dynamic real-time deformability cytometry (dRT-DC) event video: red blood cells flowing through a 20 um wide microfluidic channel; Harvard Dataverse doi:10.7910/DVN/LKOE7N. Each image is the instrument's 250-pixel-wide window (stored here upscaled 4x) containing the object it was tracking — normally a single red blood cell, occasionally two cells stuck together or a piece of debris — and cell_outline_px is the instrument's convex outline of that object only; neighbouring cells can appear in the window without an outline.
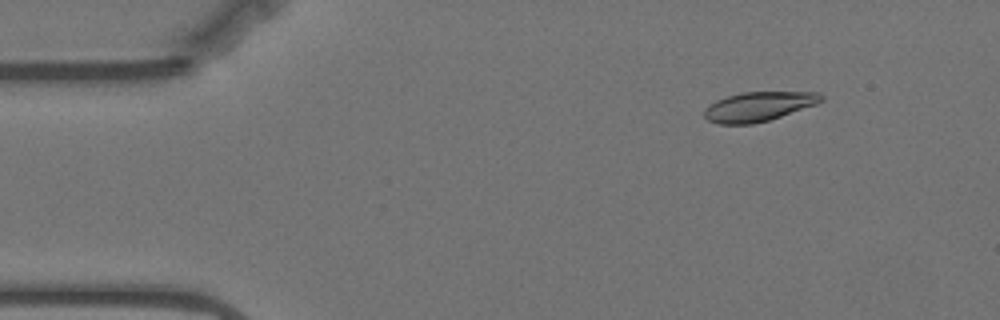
{"species": "Egyptian fruit bat (a non-hibernating species)", "species_latin": "Rousettus aegyptiacus", "temperature_condition": "warm", "stored_images_in_passage": 52, "camera_frame_rate_fps": 3000, "um_per_image_px": 0.085, "animal": {"sex": "female"}, "frame": {"image": 1, "passage_image": 2, "time_ms": 0.333, "image_size_px": [1000, 320], "cell_outline_px": [[824, 100], [816, 104], [768, 120], [752, 124], [716, 124], [708, 120], [704, 116], [704, 108], [708, 104], [716, 100], [728, 96], [744, 92], [820, 92], [824, 96]], "centroid_in_image_um": [64.46, 9.05], "position_along_channel_um": 20.5, "area_um2": 20.0}}
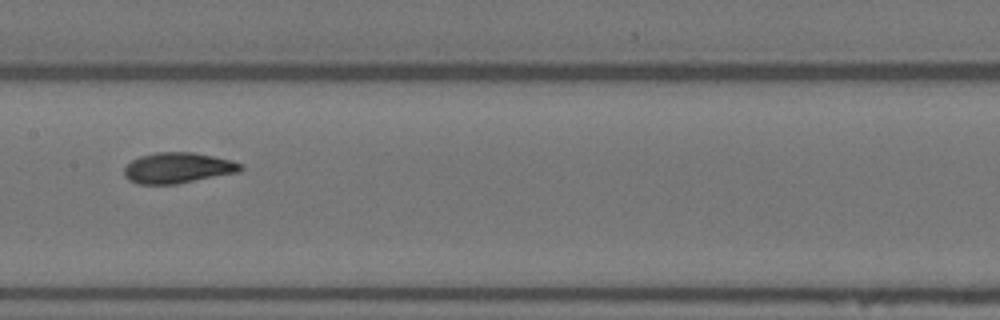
{"frame": {"image": 2, "passage_image": 23, "time_ms": 7.333, "image_size_px": [1000, 320], "cell_outline_px": [[244, 168], [240, 172], [176, 184], [140, 184], [128, 180], [124, 176], [124, 168], [132, 160], [140, 156], [156, 152], [192, 152], [232, 160], [244, 164]], "centroid_in_image_um": [15.14, 14.27], "position_along_channel_um": 192.3, "area_um2": 20.92}}
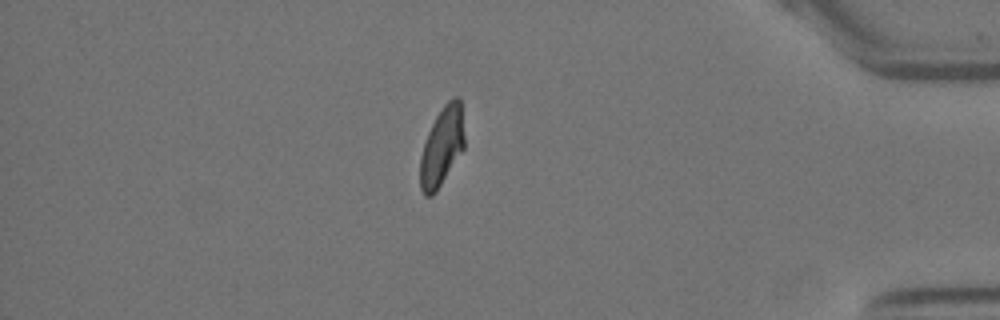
{"frame": {"image": 3, "passage_image": 44, "time_ms": 14.333, "image_size_px": [1000, 320], "cell_outline_px": [[464, 148], [436, 192], [432, 196], [424, 196], [420, 188], [420, 156], [428, 132], [436, 116], [444, 104], [452, 96], [460, 96], [464, 136]], "centroid_in_image_um": [37.56, 12.45], "position_along_channel_um": 397.6, "area_um2": 20.35}}